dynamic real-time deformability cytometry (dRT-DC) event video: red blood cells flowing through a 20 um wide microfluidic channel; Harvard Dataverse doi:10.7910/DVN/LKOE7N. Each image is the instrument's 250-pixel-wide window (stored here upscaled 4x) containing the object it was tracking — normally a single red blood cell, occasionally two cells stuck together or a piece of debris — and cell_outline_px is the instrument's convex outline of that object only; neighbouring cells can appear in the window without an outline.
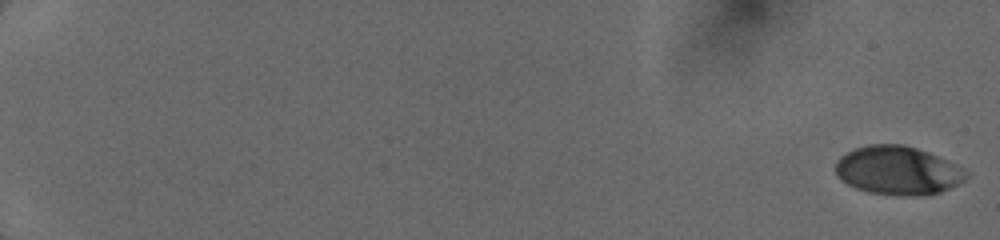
{"species": "human", "species_latin": "Homo sapiens", "temperature_condition": "cold", "stored_images_in_passage": 20, "camera_frame_rate_fps": 3000, "um_per_image_px": 0.085, "donor": {"sex": "female"}, "frame": {"image": 1, "passage_image": 1, "time_ms": 0.0, "image_size_px": [1000, 240], "cell_outline_px": [[972, 176], [940, 192], [928, 196], [900, 196], [868, 192], [856, 188], [840, 180], [836, 176], [836, 160], [840, 156], [856, 148], [868, 144], [904, 144], [928, 152], [948, 160], [964, 168]], "centroid_in_image_um": [76.33, 14.5], "position_along_channel_um": 8.7, "area_um2": 37.4}}
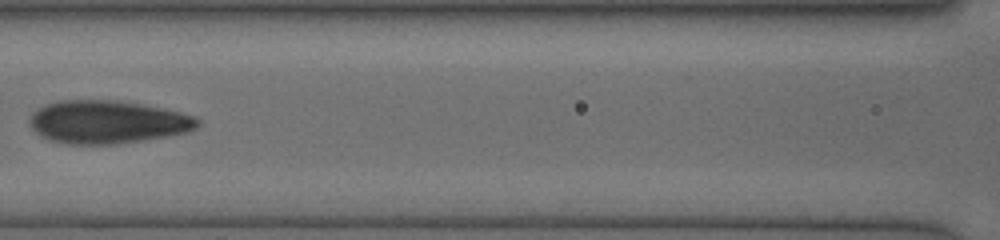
{"frame": {"image": 2, "passage_image": 15, "time_ms": 9.0, "image_size_px": [1000, 240], "cell_outline_px": [[200, 124], [196, 128], [188, 132], [168, 136], [144, 140], [116, 144], [64, 144], [48, 140], [40, 136], [28, 124], [28, 120], [32, 112], [36, 108], [44, 104], [56, 100], [116, 100], [140, 104], [180, 112], [196, 116], [200, 120]], "centroid_in_image_um": [9.09, 10.37], "position_along_channel_um": 157.5, "area_um2": 42.6}}
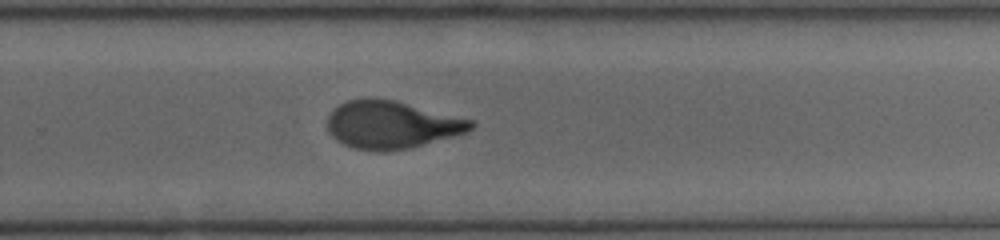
{"frame": {"image": 3, "passage_image": 20, "time_ms": 12.333, "image_size_px": [1000, 240], "cell_outline_px": [[476, 124], [472, 128], [464, 132], [452, 136], [408, 148], [388, 152], [376, 152], [356, 148], [344, 144], [336, 140], [328, 132], [328, 116], [340, 104], [348, 100], [396, 100], [476, 120]], "centroid_in_image_um": [33.32, 10.62], "position_along_channel_um": 296.5, "area_um2": 39.48}}